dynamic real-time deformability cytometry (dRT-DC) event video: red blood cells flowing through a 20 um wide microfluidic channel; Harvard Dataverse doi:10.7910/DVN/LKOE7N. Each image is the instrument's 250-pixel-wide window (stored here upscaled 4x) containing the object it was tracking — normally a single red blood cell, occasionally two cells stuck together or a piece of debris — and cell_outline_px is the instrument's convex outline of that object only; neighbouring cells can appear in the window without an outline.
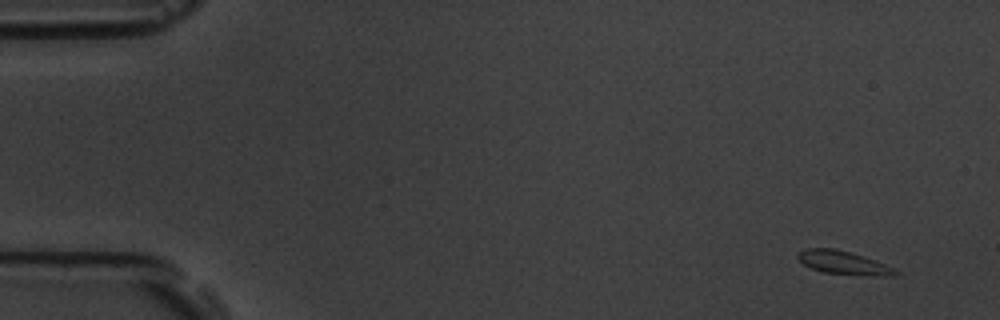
{"species": "common noctule bat (a hibernating species)", "species_latin": "Nyctalus noctula", "temperature_condition": "room temperature", "stored_images_in_passage": 4, "camera_frame_rate_fps": 3000, "um_per_image_px": 0.085, "animal": {"sex": "male", "body_mass_g": 19.5, "forearm_length_mm": 54.6}, "frame": {"image": 1, "passage_image": 1, "time_ms": 0.0, "image_size_px": [1000, 320], "cell_outline_px": [[900, 272], [896, 276], [872, 276], [824, 272], [812, 268], [804, 264], [796, 256], [804, 248], [836, 248], [852, 252], [864, 256], [884, 264]], "centroid_in_image_um": [71.71, 22.32], "position_along_channel_um": 13.3, "area_um2": 13.24}}
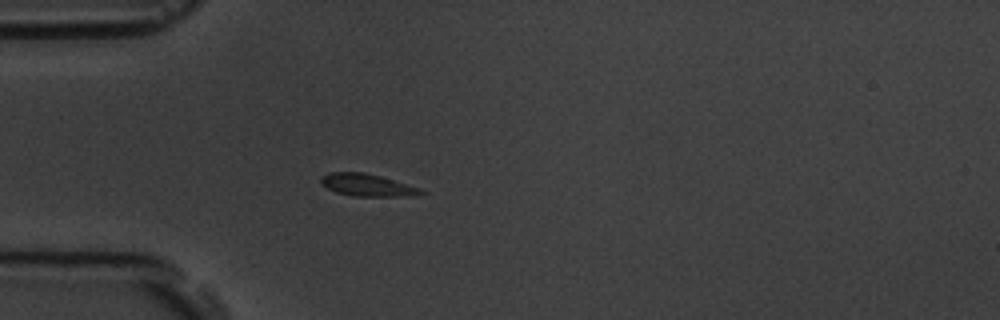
{"frame": {"image": 2, "passage_image": 4, "time_ms": 4.333, "image_size_px": [1000, 320], "cell_outline_px": [[428, 192], [416, 196], [352, 196], [336, 192], [328, 188], [320, 180], [320, 176], [328, 172], [364, 172], [380, 176], [420, 188]], "centroid_in_image_um": [31.24, 15.73], "position_along_channel_um": 53.8, "area_um2": 13.01}}